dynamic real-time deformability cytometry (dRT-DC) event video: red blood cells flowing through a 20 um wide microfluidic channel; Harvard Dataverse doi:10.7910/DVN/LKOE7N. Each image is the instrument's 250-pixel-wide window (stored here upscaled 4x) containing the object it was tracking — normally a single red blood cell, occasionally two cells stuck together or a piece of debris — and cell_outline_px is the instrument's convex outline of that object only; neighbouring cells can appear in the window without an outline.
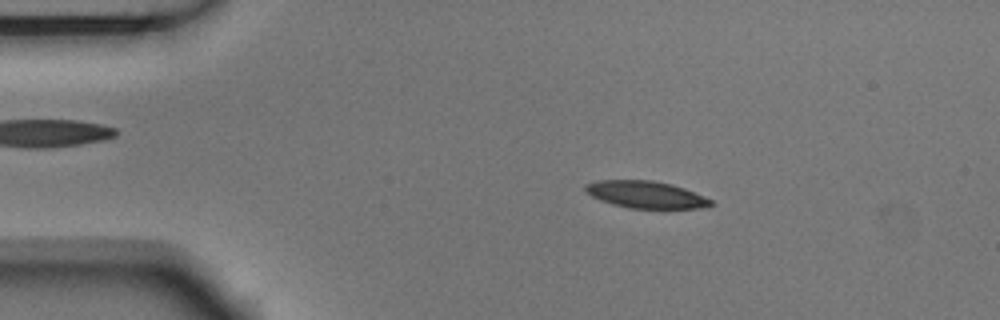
{"species": "Egyptian fruit bat (a non-hibernating species)", "species_latin": "Rousettus aegyptiacus", "temperature_condition": "room temperature", "stored_images_in_passage": 2, "camera_frame_rate_fps": 3000, "um_per_image_px": 0.085, "animal": {"sex": "male"}, "frame": {"image": 1, "passage_image": 2, "time_ms": 0.333, "image_size_px": [1000, 320], "cell_outline_px": [[712, 204], [708, 208], [628, 208], [612, 204], [600, 200], [592, 196], [584, 188], [584, 184], [596, 180], [652, 180], [672, 184], [684, 188], [704, 196], [712, 200]], "centroid_in_image_um": [54.89, 16.53], "position_along_channel_um": 30.1, "area_um2": 19.83}}